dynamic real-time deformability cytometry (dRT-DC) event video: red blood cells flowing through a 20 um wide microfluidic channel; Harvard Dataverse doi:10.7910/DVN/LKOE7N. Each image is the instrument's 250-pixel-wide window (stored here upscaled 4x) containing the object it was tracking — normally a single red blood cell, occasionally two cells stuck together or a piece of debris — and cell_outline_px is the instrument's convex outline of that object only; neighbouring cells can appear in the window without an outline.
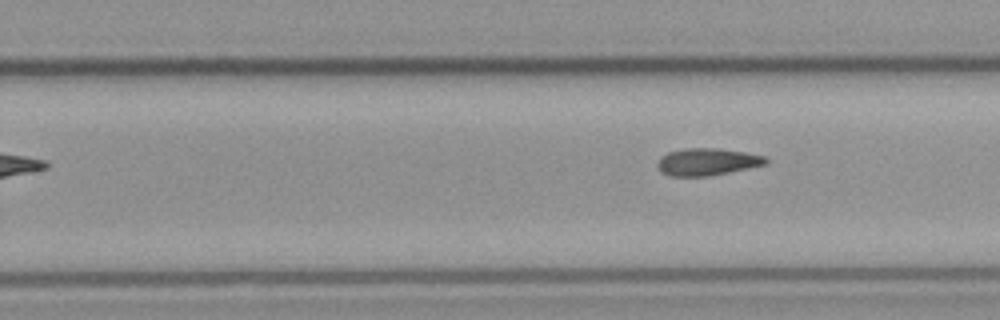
{"species": "common noctule bat (a hibernating species)", "species_latin": "Nyctalus noctula", "temperature_condition": "cold", "stored_images_in_passage": 8, "camera_frame_rate_fps": 3000, "um_per_image_px": 0.085, "animal": {"sex": "male", "body_mass_g": 23.1, "forearm_length_mm": 52.7}, "frame": {"image": 1, "passage_image": 8, "time_ms": 8.333, "image_size_px": [1000, 320], "cell_outline_px": [[768, 164], [708, 176], [672, 176], [660, 172], [656, 164], [660, 156], [668, 152], [684, 148], [716, 148], [744, 152], [764, 156], [768, 160]], "centroid_in_image_um": [60.07, 13.75], "position_along_channel_um": 269.7, "area_um2": 17.17}}